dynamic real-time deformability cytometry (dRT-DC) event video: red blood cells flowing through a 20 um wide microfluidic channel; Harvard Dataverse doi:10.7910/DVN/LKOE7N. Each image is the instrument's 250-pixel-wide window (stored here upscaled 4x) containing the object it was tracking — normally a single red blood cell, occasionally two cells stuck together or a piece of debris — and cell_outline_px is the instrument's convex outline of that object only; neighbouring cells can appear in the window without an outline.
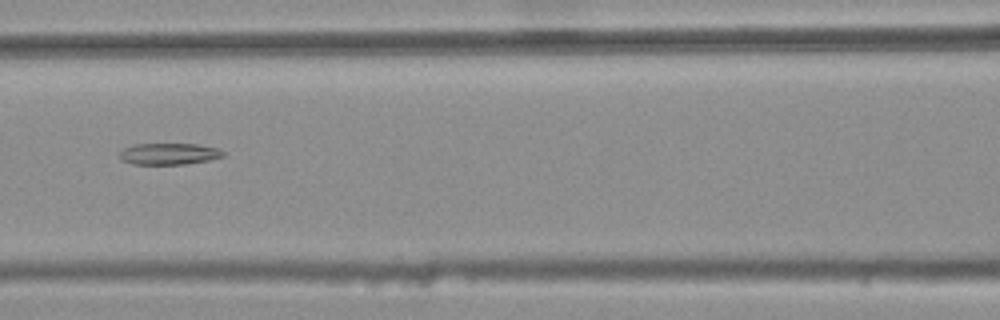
{"species": "common noctule bat (a hibernating species)", "species_latin": "Nyctalus noctula", "temperature_condition": "warm", "stored_images_in_passage": 38, "segment_of_instrument_passage": [2, 2], "camera_frame_rate_fps": 3000, "um_per_image_px": 0.085, "animal": {"sex": "female", "body_mass_g": 25.1}, "frame": {"image": 1, "passage_image": 14, "time_ms": 4.333, "image_size_px": [1000, 320], "cell_outline_px": [[224, 156], [208, 160], [184, 164], [132, 164], [120, 160], [120, 152], [124, 148], [132, 144], [196, 144], [220, 148], [224, 152]], "centroid_in_image_um": [14.35, 13.07], "position_along_channel_um": 152.2, "area_um2": 13.01}}
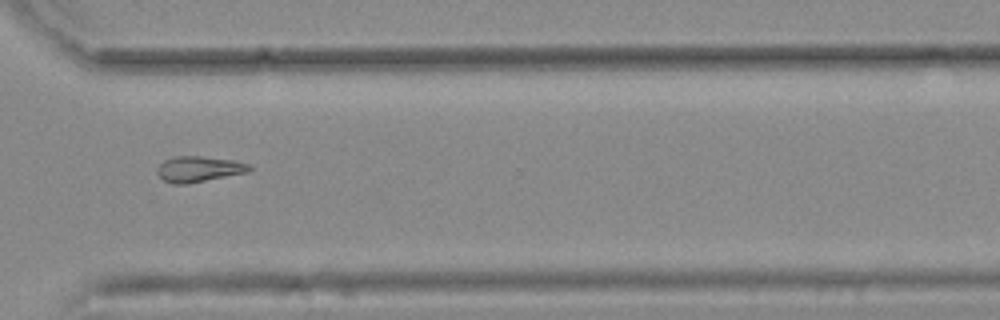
{"frame": {"image": 2, "passage_image": 30, "time_ms": 9.667, "image_size_px": [1000, 320], "cell_outline_px": [[252, 168], [248, 172], [188, 184], [172, 184], [164, 180], [156, 172], [156, 168], [164, 160], [172, 156], [200, 156], [232, 160], [248, 164]], "centroid_in_image_um": [16.86, 14.37], "position_along_channel_um": 353.7, "area_um2": 13.81}}
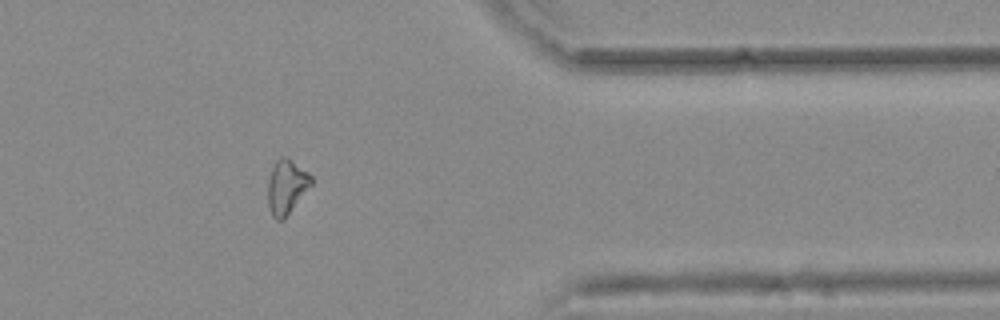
{"frame": {"image": 3, "passage_image": 34, "time_ms": 11.0, "image_size_px": [1000, 320], "cell_outline_px": [[312, 184], [284, 220], [276, 220], [272, 216], [268, 208], [268, 180], [272, 168], [276, 160], [280, 156], [288, 156], [308, 172], [312, 176]], "centroid_in_image_um": [24.35, 15.87], "position_along_channel_um": 387.0, "area_um2": 13.93}}